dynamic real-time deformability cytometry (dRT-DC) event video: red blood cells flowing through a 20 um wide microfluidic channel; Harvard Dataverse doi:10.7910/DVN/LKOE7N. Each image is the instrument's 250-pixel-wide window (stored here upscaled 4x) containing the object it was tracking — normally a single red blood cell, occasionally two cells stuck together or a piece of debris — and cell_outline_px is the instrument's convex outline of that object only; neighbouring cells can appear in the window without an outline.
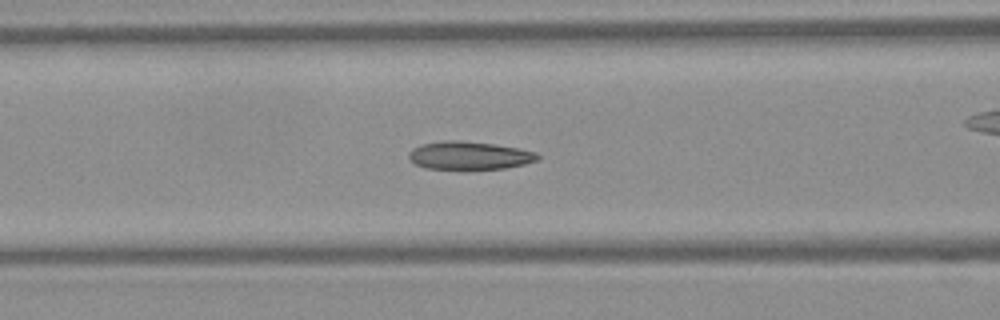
{"species": "Egyptian fruit bat (a non-hibernating species)", "species_latin": "Rousettus aegyptiacus", "temperature_condition": "warm", "stored_images_in_passage": 49, "camera_frame_rate_fps": 3000, "um_per_image_px": 0.085, "frame": {"image": 1, "passage_image": 19, "time_ms": 6.0, "image_size_px": [1000, 320], "cell_outline_px": [[540, 156], [536, 160], [524, 164], [504, 168], [468, 172], [428, 168], [416, 164], [408, 160], [408, 152], [412, 148], [420, 144], [444, 140], [460, 140], [496, 144], [520, 148], [536, 152]], "centroid_in_image_um": [39.85, 13.25], "position_along_channel_um": 126.7, "area_um2": 22.08}}
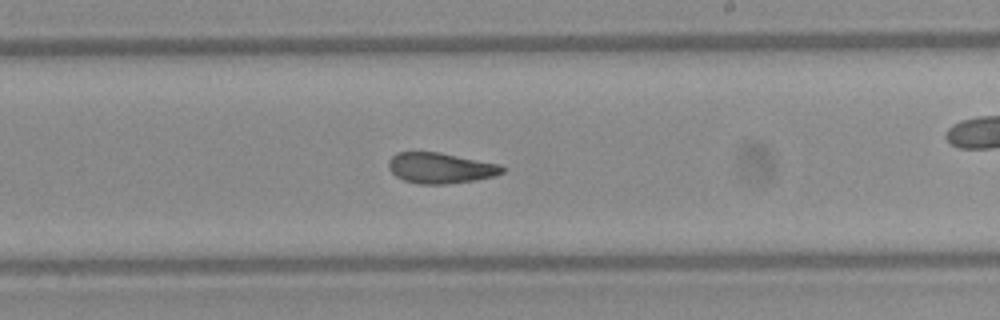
{"frame": {"image": 2, "passage_image": 28, "time_ms": 9.0, "image_size_px": [1000, 320], "cell_outline_px": [[504, 172], [496, 176], [476, 180], [444, 184], [420, 184], [404, 180], [396, 176], [388, 168], [388, 160], [396, 152], [440, 152], [500, 164], [504, 168]], "centroid_in_image_um": [37.44, 14.28], "position_along_channel_um": 251.6, "area_um2": 20.4}}
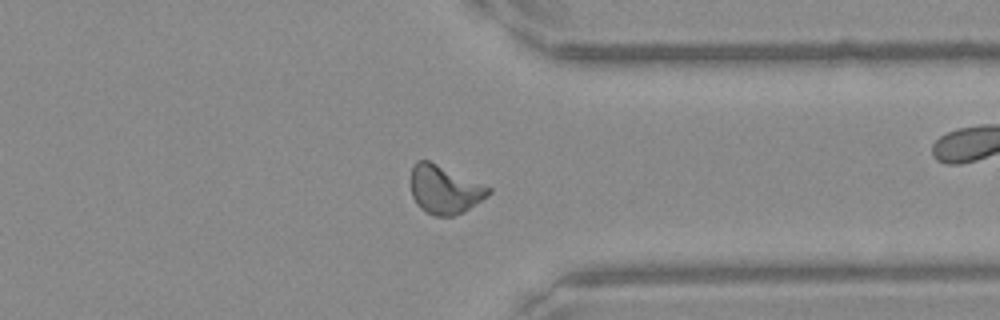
{"frame": {"image": 3, "passage_image": 37, "time_ms": 12.0, "image_size_px": [1000, 320], "cell_outline_px": [[492, 192], [488, 196], [464, 212], [452, 216], [432, 216], [420, 208], [416, 204], [412, 196], [412, 164], [416, 160], [428, 160], [492, 188]], "centroid_in_image_um": [37.79, 16.13], "position_along_channel_um": 373.6, "area_um2": 21.85}, "authors_computed_cell_mechanics": {"area_um2": 21.386, "velocity_mm_per_s": 4.1642, "shape_relaxation_time_tau1_ms": null, "shape_relaxation_time_tau2_ms": 2.1537, "deformation_change_tau1": null, "deformation_change_tau2": 0.0875}}